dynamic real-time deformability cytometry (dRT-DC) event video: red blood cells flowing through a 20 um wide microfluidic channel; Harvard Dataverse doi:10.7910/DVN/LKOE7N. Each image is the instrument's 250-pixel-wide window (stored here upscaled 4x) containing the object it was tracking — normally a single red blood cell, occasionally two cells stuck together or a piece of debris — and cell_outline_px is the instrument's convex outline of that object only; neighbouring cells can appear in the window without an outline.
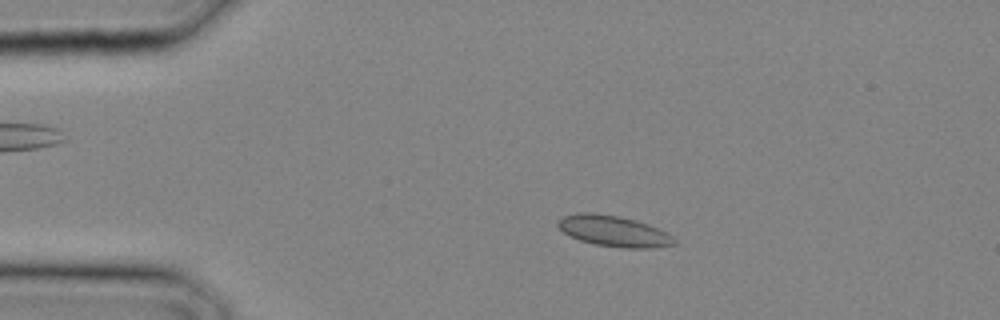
{"species": "common noctule bat (a hibernating species)", "species_latin": "Nyctalus noctula", "temperature_condition": "cold", "stored_images_in_passage": 24, "camera_frame_rate_fps": 3000, "um_per_image_px": 0.085, "animal": {"sex": "male", "body_mass_g": 20.4}, "frame": {"image": 1, "passage_image": 1, "time_ms": 0.0, "image_size_px": [1000, 320], "cell_outline_px": [[676, 244], [652, 248], [624, 248], [596, 244], [580, 240], [564, 232], [556, 224], [556, 220], [564, 216], [576, 212], [592, 212], [620, 216], [636, 220], [648, 224], [672, 236], [676, 240]], "centroid_in_image_um": [52.14, 19.63], "position_along_channel_um": 32.9, "area_um2": 20.87}}
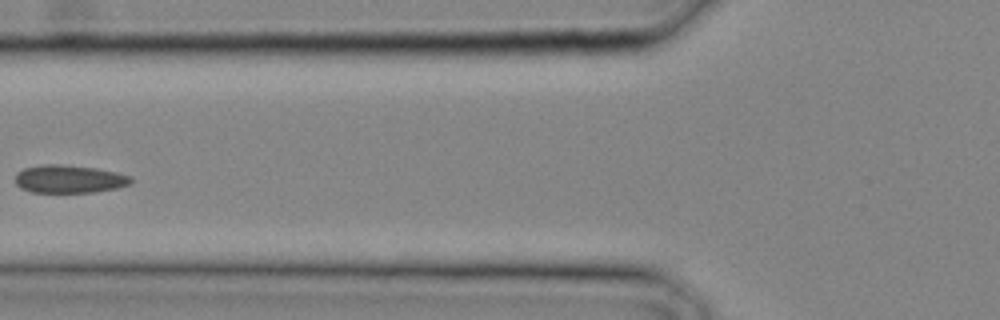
{"frame": {"image": 2, "passage_image": 7, "time_ms": 2.0, "image_size_px": [1000, 320], "cell_outline_px": [[132, 184], [116, 188], [92, 192], [32, 192], [20, 188], [16, 184], [16, 172], [24, 168], [40, 164], [60, 164], [96, 168], [116, 172], [132, 176]], "centroid_in_image_um": [5.88, 15.21], "position_along_channel_um": 119.9, "area_um2": 18.96}}
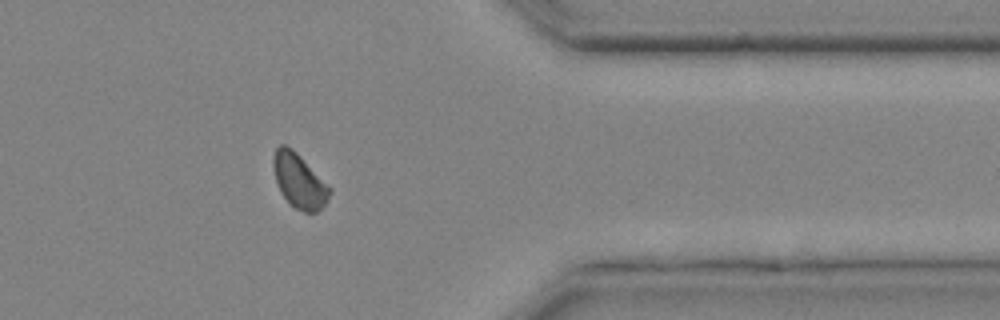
{"frame": {"image": 3, "passage_image": 20, "time_ms": 6.333, "image_size_px": [1000, 320], "cell_outline_px": [[332, 192], [324, 204], [316, 212], [304, 212], [296, 208], [284, 196], [276, 180], [272, 164], [272, 156], [276, 148], [280, 144], [284, 144], [292, 148], [332, 188]], "centroid_in_image_um": [25.43, 15.34], "position_along_channel_um": 386.0, "area_um2": 17.57}}